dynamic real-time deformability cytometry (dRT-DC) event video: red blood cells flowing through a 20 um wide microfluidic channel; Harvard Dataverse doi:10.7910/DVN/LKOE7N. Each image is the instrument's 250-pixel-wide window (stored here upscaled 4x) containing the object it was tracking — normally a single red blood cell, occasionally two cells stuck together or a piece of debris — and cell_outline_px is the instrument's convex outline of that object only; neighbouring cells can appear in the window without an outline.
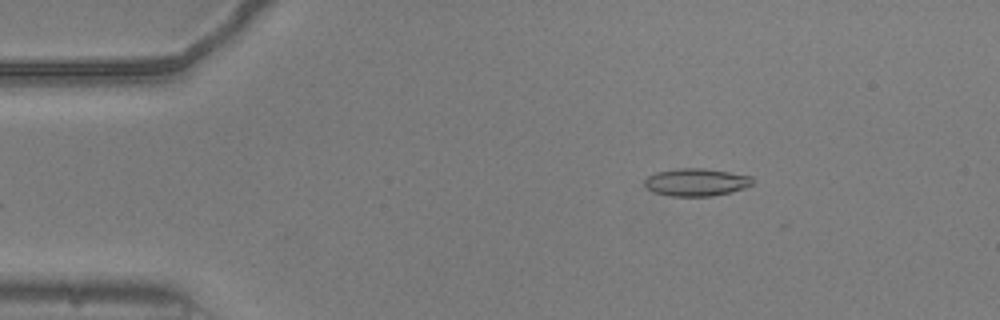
{"species": "common noctule bat (a hibernating species)", "species_latin": "Nyctalus noctula", "temperature_condition": "warm", "stored_images_in_passage": 54, "camera_frame_rate_fps": 3000, "um_per_image_px": 0.085, "animal": {"sex": "male", "body_mass_g": 20.5, "forearm_length_mm": 52.5}, "frame": {"image": 1, "passage_image": 9, "time_ms": 2.667, "image_size_px": [1000, 320], "cell_outline_px": [[752, 184], [732, 192], [712, 196], [672, 196], [652, 192], [644, 184], [644, 180], [648, 176], [656, 172], [680, 168], [704, 168], [752, 176]], "centroid_in_image_um": [59.15, 15.49], "position_along_channel_um": 25.8, "area_um2": 17.28}}
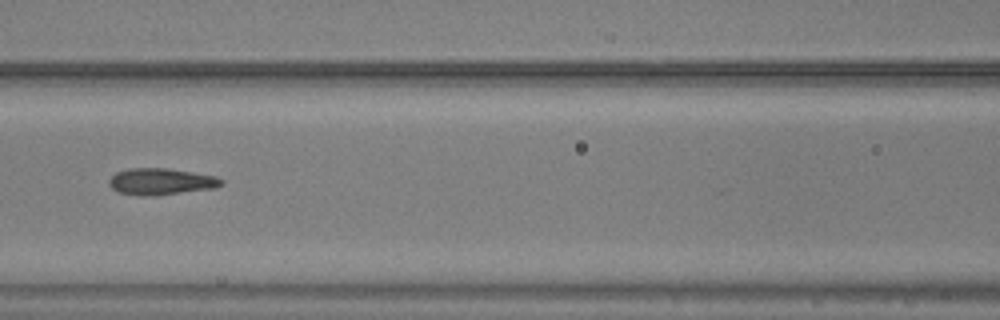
{"frame": {"image": 2, "passage_image": 24, "time_ms": 7.667, "image_size_px": [1000, 320], "cell_outline_px": [[224, 184], [216, 188], [152, 196], [140, 196], [120, 192], [112, 188], [108, 184], [108, 180], [116, 172], [128, 168], [168, 168], [216, 176], [224, 180]], "centroid_in_image_um": [13.7, 15.43], "position_along_channel_um": 152.9, "area_um2": 17.51}}
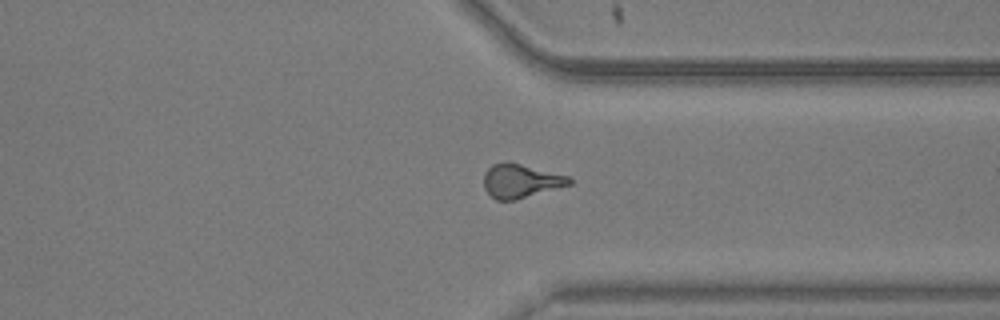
{"frame": {"image": 3, "passage_image": 41, "time_ms": 13.333, "image_size_px": [1000, 320], "cell_outline_px": [[572, 184], [516, 200], [496, 200], [484, 188], [484, 172], [492, 164], [504, 160], [508, 160], [568, 176], [572, 180]], "centroid_in_image_um": [44.24, 15.36], "position_along_channel_um": 367.2, "area_um2": 17.05}, "authors_computed_cell_mechanics": {"area_um2": 17.051, "velocity_mm_per_s": 3.7925, "shape_relaxation_time_tau1_ms": 5.0625, "shape_relaxation_time_tau2_ms": 3.0482, "deformation_change_tau1": 0.1532, "deformation_change_tau2": 0.0939}}